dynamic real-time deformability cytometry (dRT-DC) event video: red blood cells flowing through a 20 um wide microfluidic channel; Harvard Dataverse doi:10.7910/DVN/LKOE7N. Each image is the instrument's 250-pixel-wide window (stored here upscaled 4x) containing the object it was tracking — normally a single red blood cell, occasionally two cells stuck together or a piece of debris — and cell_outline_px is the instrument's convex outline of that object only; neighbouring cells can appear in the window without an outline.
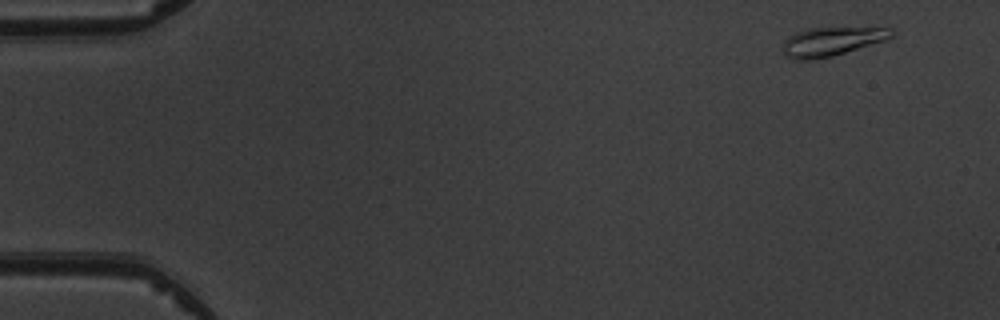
{"species": "common noctule bat (a hibernating species)", "species_latin": "Nyctalus noctula", "temperature_condition": "warm", "stored_images_in_passage": 6, "camera_frame_rate_fps": 3000, "um_per_image_px": 0.085, "animal": {"sex": "male", "body_mass_g": 19.5, "forearm_length_mm": 54.6}, "frame": {"image": 1, "passage_image": 1, "time_ms": 0.0, "image_size_px": [1000, 320], "cell_outline_px": [[896, 32], [892, 36], [884, 40], [832, 56], [812, 60], [792, 60], [784, 56], [784, 40], [788, 36], [804, 28], [892, 28]], "centroid_in_image_um": [70.63, 3.53], "position_along_channel_um": 14.4, "area_um2": 18.15}}
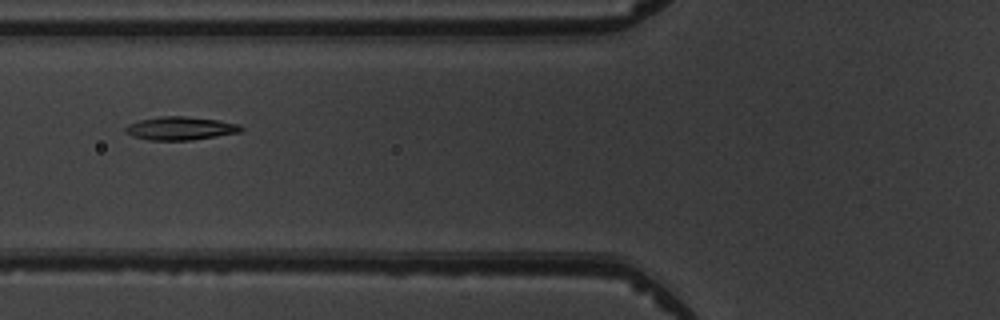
{"frame": {"image": 2, "passage_image": 6, "time_ms": 5.667, "image_size_px": [1000, 320], "cell_outline_px": [[244, 128], [240, 132], [192, 140], [148, 140], [132, 136], [124, 132], [124, 128], [128, 124], [140, 120], [160, 116], [184, 116], [220, 120], [240, 124]], "centroid_in_image_um": [15.33, 10.9], "position_along_channel_um": 110.5, "area_um2": 15.78}}